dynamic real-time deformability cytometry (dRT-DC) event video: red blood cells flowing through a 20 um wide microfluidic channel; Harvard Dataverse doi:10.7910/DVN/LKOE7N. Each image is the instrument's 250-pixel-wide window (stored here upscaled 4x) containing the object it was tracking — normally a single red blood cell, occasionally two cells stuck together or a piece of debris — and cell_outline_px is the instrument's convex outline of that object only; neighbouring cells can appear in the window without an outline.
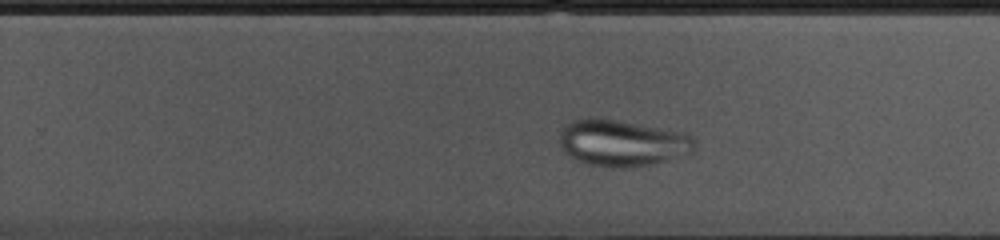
{"species": "common noctule bat (a hibernating species)", "species_latin": "Nyctalus noctula", "temperature_condition": "cold", "stored_images_in_passage": 37, "camera_frame_rate_fps": 3000, "um_per_image_px": 0.085, "animal": {"sex": "female", "body_mass_g": 10.0, "forearm_length_mm": 53.1}, "frame": {"image": 1, "passage_image": 27, "time_ms": 8.667, "image_size_px": [1000, 240], "cell_outline_px": [[692, 152], [664, 160], [648, 164], [620, 168], [612, 168], [588, 164], [576, 160], [568, 156], [560, 148], [560, 132], [572, 120], [592, 116], [616, 120], [684, 132], [692, 136]], "centroid_in_image_um": [52.8, 12.14], "position_along_channel_um": 277.0, "area_um2": 36.24}}